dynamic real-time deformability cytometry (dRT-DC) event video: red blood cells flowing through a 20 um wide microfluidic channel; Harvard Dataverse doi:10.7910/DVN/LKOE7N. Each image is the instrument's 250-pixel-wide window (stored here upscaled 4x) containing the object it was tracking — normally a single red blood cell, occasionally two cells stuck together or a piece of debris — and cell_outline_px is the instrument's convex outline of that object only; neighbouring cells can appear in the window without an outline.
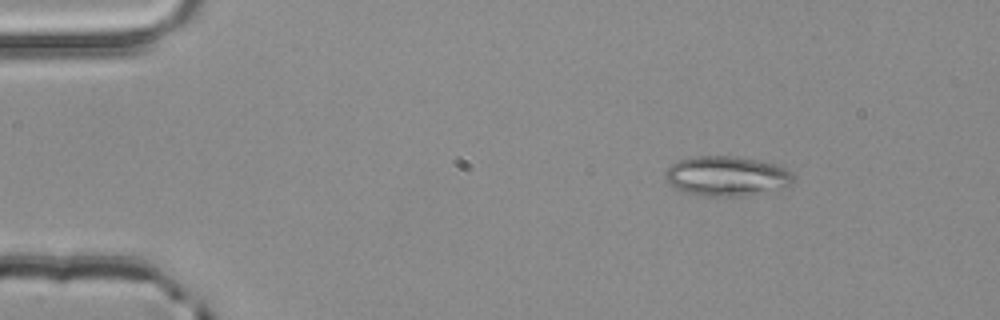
{"species": "common noctule bat (a hibernating species)", "species_latin": "Nyctalus noctula", "temperature_condition": "room temperature", "stored_images_in_passage": 5, "segment_of_instrument_passage": [1, 2], "camera_frame_rate_fps": 3000, "um_per_image_px": 0.085, "animal": {"sex": "male", "body_mass_g": 20.4}, "frame": {"image": 1, "passage_image": 2, "time_ms": 0.333, "image_size_px": [1000, 320], "cell_outline_px": [[796, 180], [792, 184], [784, 188], [748, 196], [724, 200], [684, 192], [676, 188], [664, 176], [664, 172], [672, 164], [680, 160], [692, 156], [732, 156], [756, 160], [776, 164], [788, 168], [796, 176]], "centroid_in_image_um": [61.84, 15.01], "position_along_channel_um": 23.2, "area_um2": 30.69}}